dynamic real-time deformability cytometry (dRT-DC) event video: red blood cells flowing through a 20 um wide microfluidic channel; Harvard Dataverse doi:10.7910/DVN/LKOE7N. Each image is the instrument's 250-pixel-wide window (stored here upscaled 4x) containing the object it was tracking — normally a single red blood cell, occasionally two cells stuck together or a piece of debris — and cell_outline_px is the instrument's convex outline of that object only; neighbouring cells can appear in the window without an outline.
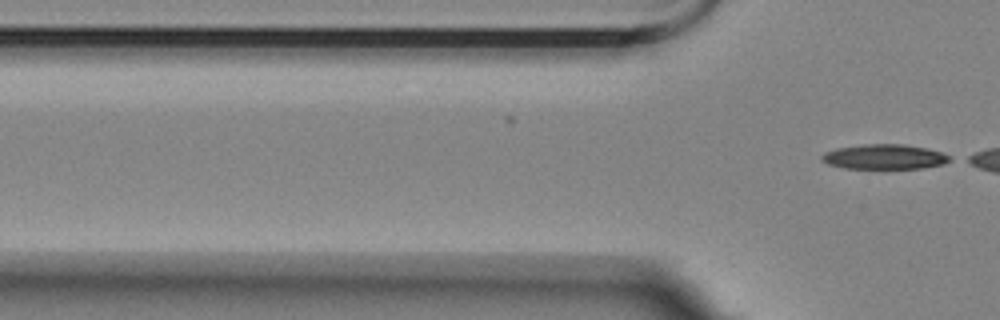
{"species": "Egyptian fruit bat (a non-hibernating species)", "species_latin": "Rousettus aegyptiacus", "temperature_condition": "room temperature", "stored_images_in_passage": 2, "camera_frame_rate_fps": 3000, "um_per_image_px": 0.085, "animal": {"sex": "female"}, "frame": {"image": 1, "passage_image": 2, "time_ms": 0.333, "image_size_px": [1000, 320], "cell_outline_px": [[952, 160], [944, 164], [924, 168], [844, 168], [828, 164], [820, 160], [820, 156], [824, 152], [836, 148], [864, 144], [904, 144], [924, 148], [940, 152], [948, 156]], "centroid_in_image_um": [75.13, 13.33], "position_along_channel_um": 50.7, "area_um2": 18.5}}